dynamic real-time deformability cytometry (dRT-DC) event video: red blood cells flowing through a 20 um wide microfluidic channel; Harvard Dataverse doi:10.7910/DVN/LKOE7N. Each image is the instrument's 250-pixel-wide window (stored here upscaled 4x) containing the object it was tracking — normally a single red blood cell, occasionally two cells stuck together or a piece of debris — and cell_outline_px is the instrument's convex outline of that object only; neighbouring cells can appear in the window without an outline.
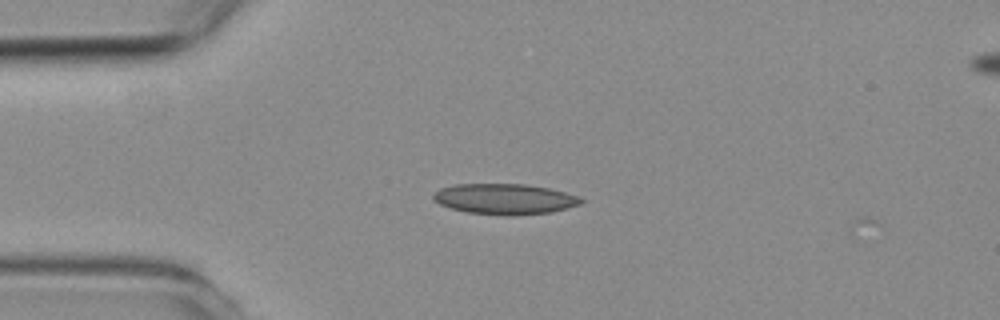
{"species": "common noctule bat (a hibernating species)", "species_latin": "Nyctalus noctula", "temperature_condition": "room temperature", "stored_images_in_passage": 3, "camera_frame_rate_fps": 3000, "um_per_image_px": 0.085, "animal": {"sex": "female", "body_mass_g": 19.3, "forearm_length_mm": 54.1}, "frame": {"image": 1, "passage_image": 2, "time_ms": 1.333, "image_size_px": [1000, 320], "cell_outline_px": [[584, 200], [580, 204], [568, 208], [552, 212], [512, 216], [508, 216], [468, 212], [452, 208], [440, 204], [432, 200], [432, 196], [440, 188], [456, 184], [524, 184], [548, 188], [580, 196]], "centroid_in_image_um": [42.92, 16.92], "position_along_channel_um": 42.1, "area_um2": 26.36}}